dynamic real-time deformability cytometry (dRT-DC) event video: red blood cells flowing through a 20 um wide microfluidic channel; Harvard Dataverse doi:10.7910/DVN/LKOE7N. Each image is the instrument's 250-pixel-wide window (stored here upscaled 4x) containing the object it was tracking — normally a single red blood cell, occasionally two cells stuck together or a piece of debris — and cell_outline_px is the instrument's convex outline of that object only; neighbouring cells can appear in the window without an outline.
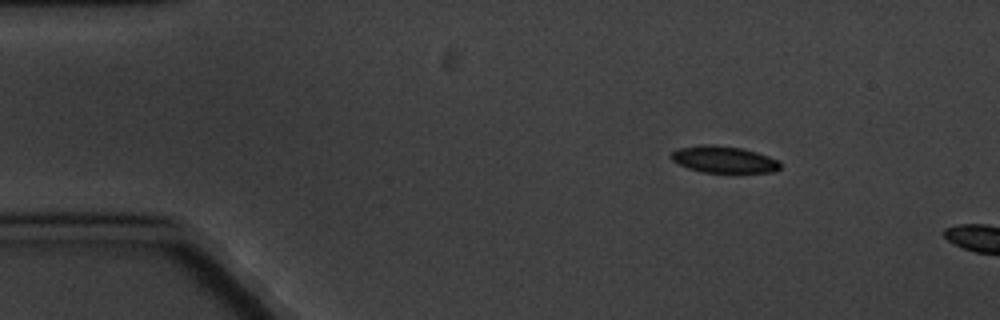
{"species": "common noctule bat (a hibernating species)", "species_latin": "Nyctalus noctula", "temperature_condition": "cold", "stored_images_in_passage": 2, "camera_frame_rate_fps": 3000, "um_per_image_px": 0.085, "animal": {"sex": "male", "body_mass_g": 20.1, "forearm_length_mm": 53.5}, "frame": {"image": 1, "passage_image": 1, "time_ms": 0.0, "image_size_px": [1000, 320], "cell_outline_px": [[780, 168], [772, 172], [700, 172], [688, 168], [672, 160], [668, 156], [672, 152], [680, 148], [740, 148], [756, 152], [780, 160]], "centroid_in_image_um": [61.58, 13.62], "position_along_channel_um": 23.4, "area_um2": 15.9}}